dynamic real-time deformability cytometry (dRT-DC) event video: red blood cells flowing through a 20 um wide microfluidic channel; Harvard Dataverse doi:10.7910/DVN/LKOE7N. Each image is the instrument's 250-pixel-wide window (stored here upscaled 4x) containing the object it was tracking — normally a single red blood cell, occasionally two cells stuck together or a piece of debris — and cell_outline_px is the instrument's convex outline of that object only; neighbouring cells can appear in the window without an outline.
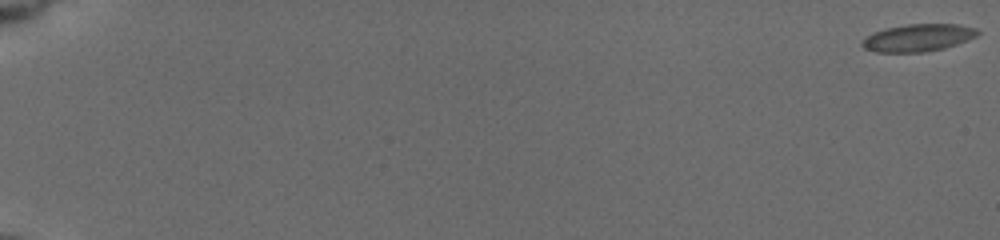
{"species": "common noctule bat (a hibernating species)", "species_latin": "Nyctalus noctula", "temperature_condition": "cold", "stored_images_in_passage": 20, "camera_frame_rate_fps": 3000, "um_per_image_px": 0.085, "animal": {"sex": "female", "body_mass_g": 19.5, "forearm_length_mm": 54.1}, "frame": {"image": 1, "passage_image": 1, "time_ms": 0.0, "image_size_px": [1000, 240], "cell_outline_px": [[980, 32], [976, 36], [956, 44], [944, 48], [924, 52], [876, 52], [864, 48], [860, 44], [872, 32], [888, 28], [908, 24], [956, 24], [976, 28]], "centroid_in_image_um": [78.03, 3.21], "position_along_channel_um": 7.0, "area_um2": 18.21}}
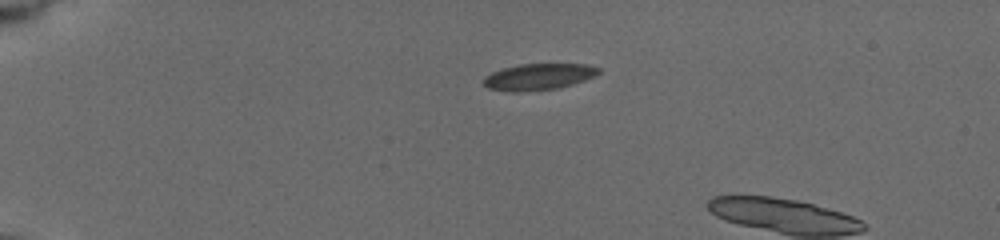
{"frame": {"image": 2, "passage_image": 16, "time_ms": 5.0, "image_size_px": [1000, 240], "cell_outline_px": [[600, 72], [584, 80], [572, 84], [556, 88], [516, 92], [512, 92], [488, 88], [484, 84], [484, 76], [492, 72], [504, 68], [520, 64], [584, 64], [600, 68]], "centroid_in_image_um": [45.75, 6.52], "position_along_channel_um": 39.3, "area_um2": 17.4}}